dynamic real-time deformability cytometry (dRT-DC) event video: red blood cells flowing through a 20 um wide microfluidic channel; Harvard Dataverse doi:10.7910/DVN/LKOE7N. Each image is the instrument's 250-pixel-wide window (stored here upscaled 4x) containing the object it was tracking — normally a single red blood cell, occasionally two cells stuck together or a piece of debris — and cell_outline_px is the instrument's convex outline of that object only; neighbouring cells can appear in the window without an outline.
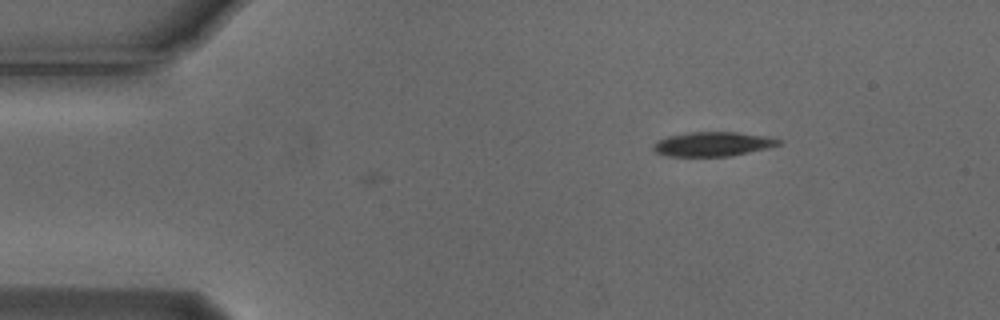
{"species": "Egyptian fruit bat (a non-hibernating species)", "species_latin": "Rousettus aegyptiacus", "temperature_condition": "cold", "stored_images_in_passage": 2, "camera_frame_rate_fps": 3000, "um_per_image_px": 0.085, "animal": {"sex": "male"}, "frame": {"image": 1, "passage_image": 1, "time_ms": 0.0, "image_size_px": [1000, 320], "cell_outline_px": [[784, 144], [768, 148], [732, 156], [668, 156], [656, 152], [652, 148], [652, 144], [656, 140], [668, 136], [692, 132], [736, 132], [764, 136], [784, 140]], "centroid_in_image_um": [60.61, 12.25], "position_along_channel_um": 24.4, "area_um2": 17.92}}